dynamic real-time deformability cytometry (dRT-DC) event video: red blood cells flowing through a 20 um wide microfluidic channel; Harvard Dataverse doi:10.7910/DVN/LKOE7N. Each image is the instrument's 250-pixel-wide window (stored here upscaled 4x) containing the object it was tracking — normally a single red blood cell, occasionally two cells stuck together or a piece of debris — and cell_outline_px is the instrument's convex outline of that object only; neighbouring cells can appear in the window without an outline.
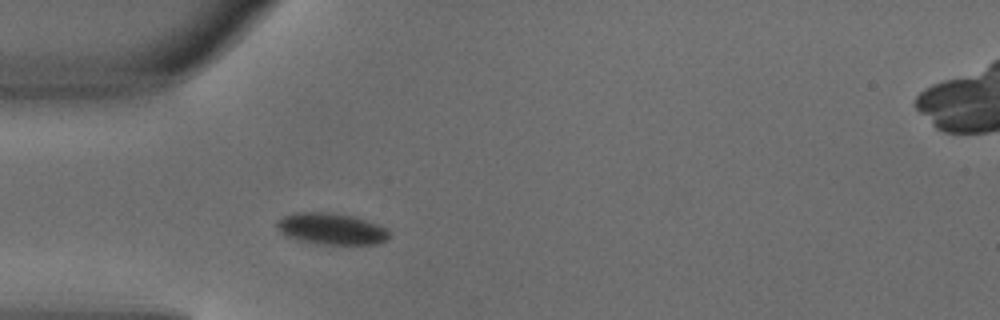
{"species": "common noctule bat (a hibernating species)", "species_latin": "Nyctalus noctula", "temperature_condition": "warm", "stored_images_in_passage": 2, "camera_frame_rate_fps": 3000, "um_per_image_px": 0.085, "animal": {"sex": "male", "body_mass_g": 18.8}, "frame": {"image": 1, "passage_image": 2, "time_ms": 0.333, "image_size_px": [1000, 320], "cell_outline_px": [[388, 236], [384, 240], [376, 244], [316, 244], [296, 240], [280, 232], [276, 228], [276, 220], [292, 212], [328, 212], [352, 216], [376, 224], [384, 228], [388, 232]], "centroid_in_image_um": [28.06, 19.45], "position_along_channel_um": 56.9, "area_um2": 20.46}}